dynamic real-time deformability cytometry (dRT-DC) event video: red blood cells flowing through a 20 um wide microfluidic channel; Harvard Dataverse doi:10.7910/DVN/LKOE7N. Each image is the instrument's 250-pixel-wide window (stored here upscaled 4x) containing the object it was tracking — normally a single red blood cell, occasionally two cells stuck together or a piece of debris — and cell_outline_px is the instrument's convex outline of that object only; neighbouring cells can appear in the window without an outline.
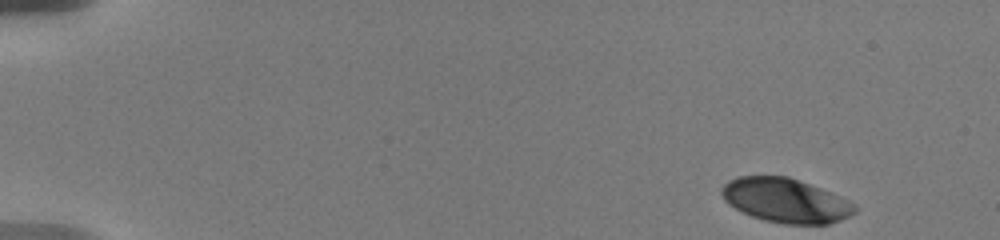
{"species": "human", "species_latin": "Homo sapiens", "temperature_condition": "warm", "stored_images_in_passage": 13, "camera_frame_rate_fps": 3000, "um_per_image_px": 0.085, "donor": {"sex": "male"}, "frame": {"image": 1, "passage_image": 1, "time_ms": 0.0, "image_size_px": [1000, 240], "cell_outline_px": [[860, 208], [856, 212], [840, 220], [828, 224], [784, 224], [764, 220], [752, 216], [728, 204], [724, 200], [720, 192], [720, 188], [728, 180], [736, 176], [788, 176], [820, 188], [840, 196], [856, 204]], "centroid_in_image_um": [66.78, 17.03], "position_along_channel_um": 18.2, "area_um2": 34.45}}
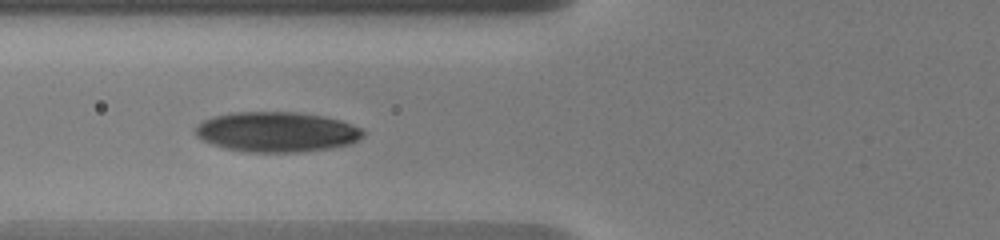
{"frame": {"image": 2, "passage_image": 11, "time_ms": 6.0, "image_size_px": [1000, 240], "cell_outline_px": [[364, 136], [348, 144], [328, 148], [300, 152], [248, 152], [224, 148], [212, 144], [196, 136], [192, 132], [196, 124], [212, 116], [232, 112], [296, 112], [324, 116], [340, 120], [364, 128]], "centroid_in_image_um": [23.48, 11.2], "position_along_channel_um": 102.3, "area_um2": 39.42}}
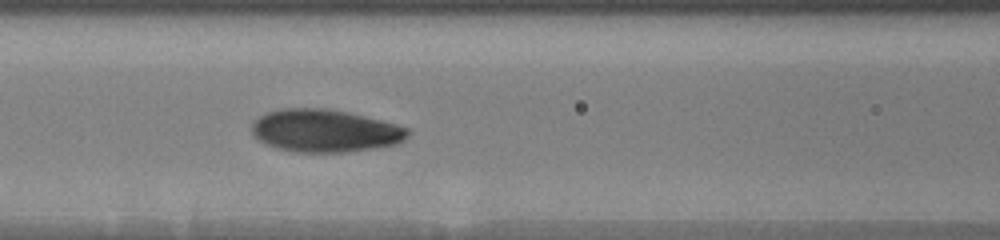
{"frame": {"image": 3, "passage_image": 13, "time_ms": 7.0, "image_size_px": [1000, 240], "cell_outline_px": [[408, 136], [404, 140], [396, 144], [348, 152], [292, 152], [276, 148], [260, 140], [252, 132], [252, 120], [268, 112], [280, 108], [328, 108], [348, 112], [396, 124], [408, 128]], "centroid_in_image_um": [27.6, 11.11], "position_along_channel_um": 139.0, "area_um2": 38.73}}